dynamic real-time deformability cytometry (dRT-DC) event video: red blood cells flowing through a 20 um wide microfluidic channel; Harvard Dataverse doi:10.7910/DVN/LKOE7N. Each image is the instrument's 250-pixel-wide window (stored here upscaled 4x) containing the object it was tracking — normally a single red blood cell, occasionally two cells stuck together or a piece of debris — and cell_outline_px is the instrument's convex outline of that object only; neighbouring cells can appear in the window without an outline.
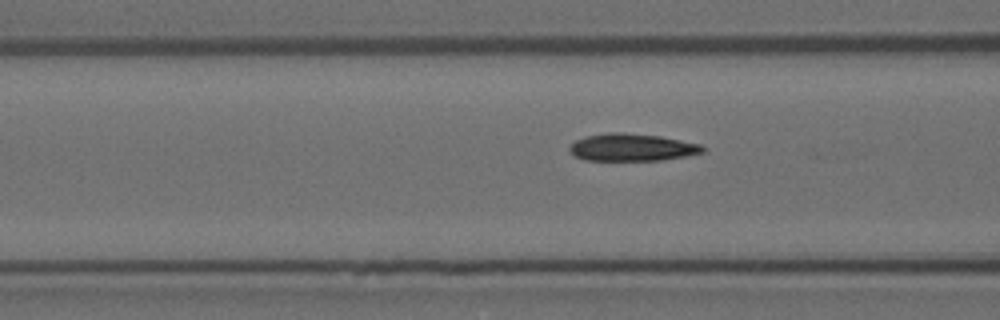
{"species": "Egyptian fruit bat (a non-hibernating species)", "species_latin": "Rousettus aegyptiacus", "temperature_condition": "room temperature", "stored_images_in_passage": 34, "camera_frame_rate_fps": 3000, "um_per_image_px": 0.085, "animal": {"sex": "female"}, "frame": {"image": 1, "passage_image": 18, "time_ms": 5.667, "image_size_px": [1000, 320], "cell_outline_px": [[704, 152], [688, 156], [664, 160], [584, 160], [576, 156], [568, 148], [576, 140], [588, 136], [608, 132], [624, 132], [660, 136], [700, 144], [704, 148]], "centroid_in_image_um": [53.75, 12.52], "position_along_channel_um": 112.9, "area_um2": 21.15}}
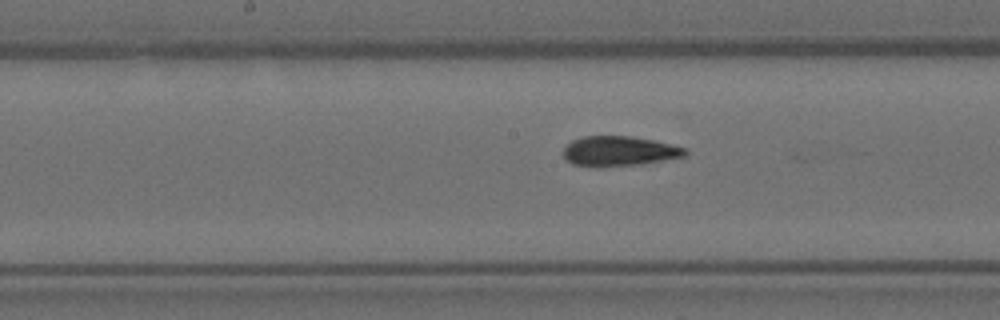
{"frame": {"image": 2, "passage_image": 25, "time_ms": 8.0, "image_size_px": [1000, 320], "cell_outline_px": [[688, 152], [684, 156], [664, 160], [640, 164], [596, 168], [572, 164], [564, 156], [564, 148], [572, 140], [584, 136], [632, 136], [652, 140], [688, 148]], "centroid_in_image_um": [52.62, 12.86], "position_along_channel_um": 195.6, "area_um2": 21.33}}
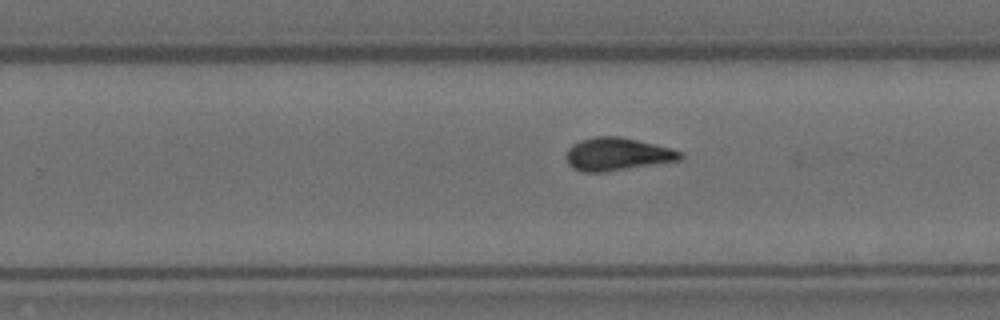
{"frame": {"image": 3, "passage_image": 32, "time_ms": 10.333, "image_size_px": [1000, 320], "cell_outline_px": [[684, 156], [680, 160], [608, 172], [584, 172], [572, 168], [568, 164], [564, 156], [568, 148], [572, 144], [580, 140], [596, 136], [620, 136], [668, 148], [680, 152]], "centroid_in_image_um": [52.39, 13.12], "position_along_channel_um": 277.4, "area_um2": 21.85}}